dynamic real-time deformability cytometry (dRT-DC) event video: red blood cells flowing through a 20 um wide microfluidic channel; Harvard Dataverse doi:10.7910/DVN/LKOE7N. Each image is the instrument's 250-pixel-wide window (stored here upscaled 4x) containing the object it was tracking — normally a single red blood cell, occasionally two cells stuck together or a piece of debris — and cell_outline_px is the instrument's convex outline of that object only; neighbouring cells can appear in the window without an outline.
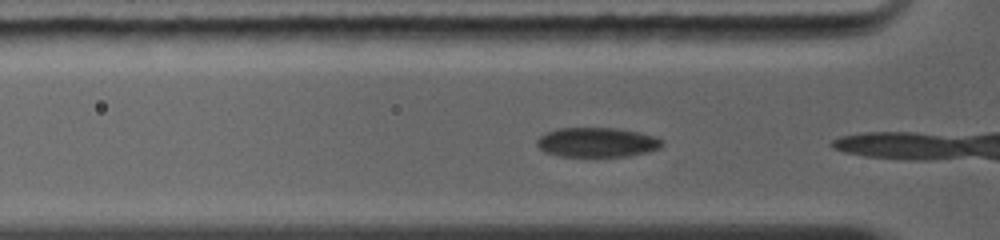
{"species": "common noctule bat (a hibernating species)", "species_latin": "Nyctalus noctula", "temperature_condition": "warm", "stored_images_in_passage": 3, "camera_frame_rate_fps": 5000, "um_per_image_px": 0.085, "animal": {"sex": "female", "body_mass_g": 19.0, "forearm_length_mm": 56.7}, "frame": {"image": 1, "passage_image": 2, "time_ms": 0.4, "image_size_px": [1000, 240], "cell_outline_px": [[660, 144], [656, 148], [640, 152], [620, 156], [560, 156], [548, 152], [540, 148], [536, 144], [536, 140], [540, 136], [556, 128], [612, 128], [636, 132], [660, 140]], "centroid_in_image_um": [50.58, 12.08], "position_along_channel_um": 75.2, "area_um2": 20.52}}